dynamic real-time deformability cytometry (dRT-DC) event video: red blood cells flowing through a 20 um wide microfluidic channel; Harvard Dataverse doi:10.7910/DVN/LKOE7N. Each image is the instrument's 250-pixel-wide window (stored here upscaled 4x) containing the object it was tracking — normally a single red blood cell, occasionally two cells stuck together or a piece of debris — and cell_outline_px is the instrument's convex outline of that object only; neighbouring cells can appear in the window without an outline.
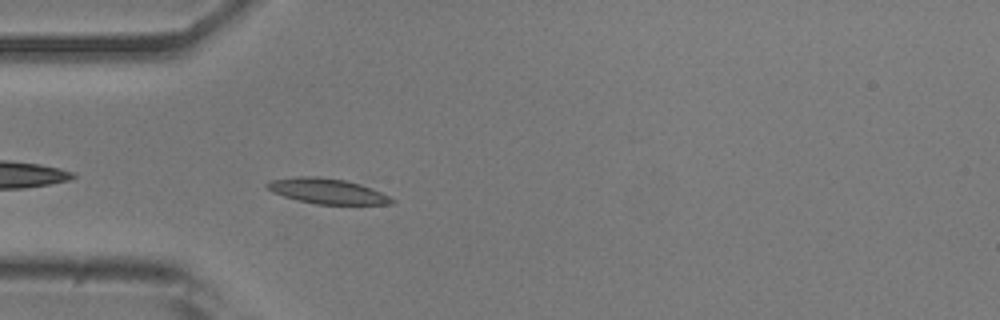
{"species": "common noctule bat (a hibernating species)", "species_latin": "Nyctalus noctula", "temperature_condition": "room temperature", "stored_images_in_passage": 7, "camera_frame_rate_fps": 3000, "um_per_image_px": 0.085, "animal": {"sex": "male", "body_mass_g": 20.5, "forearm_length_mm": 52.5}, "frame": {"image": 1, "passage_image": 3, "time_ms": 0.667, "image_size_px": [1000, 320], "cell_outline_px": [[396, 204], [316, 204], [284, 196], [272, 192], [264, 184], [272, 180], [296, 176], [316, 176], [344, 180], [360, 184], [372, 188], [396, 200]], "centroid_in_image_um": [27.83, 16.24], "position_along_channel_um": 57.2, "area_um2": 18.21}}
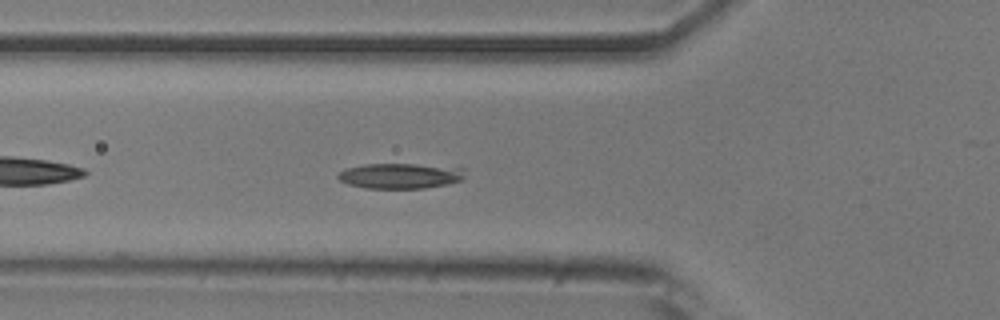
{"frame": {"image": 2, "passage_image": 6, "time_ms": 1.667, "image_size_px": [1000, 320], "cell_outline_px": [[468, 168], [464, 180], [448, 184], [424, 188], [364, 188], [348, 184], [340, 180], [336, 176], [340, 172], [348, 168], [364, 164], [416, 164]], "centroid_in_image_um": [34.11, 14.94], "position_along_channel_um": 91.7, "area_um2": 18.96}}